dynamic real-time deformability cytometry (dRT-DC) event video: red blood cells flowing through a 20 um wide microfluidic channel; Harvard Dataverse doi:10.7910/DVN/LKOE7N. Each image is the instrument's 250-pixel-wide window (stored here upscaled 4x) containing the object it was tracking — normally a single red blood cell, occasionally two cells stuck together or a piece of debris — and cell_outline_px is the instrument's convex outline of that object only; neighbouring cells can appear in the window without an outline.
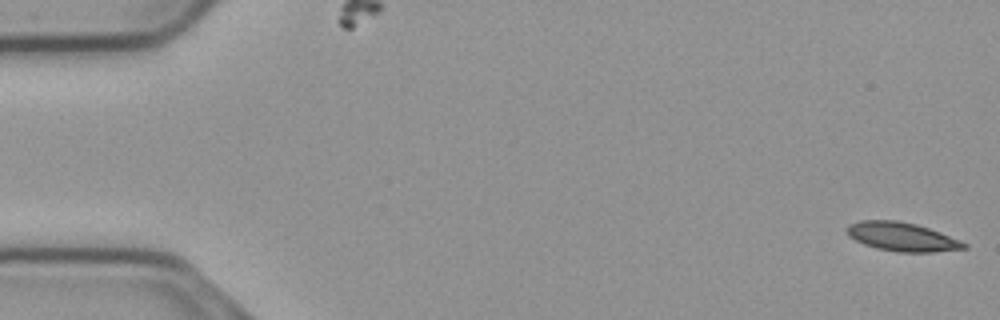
{"species": "common noctule bat (a hibernating species)", "species_latin": "Nyctalus noctula", "temperature_condition": "cold", "stored_images_in_passage": 56, "segment_of_instrument_passage": [1, 2], "camera_frame_rate_fps": 3000, "um_per_image_px": 0.085, "animal": {"sex": "male", "body_mass_g": 23.1, "forearm_length_mm": 52.7}, "frame": {"image": 1, "passage_image": 1, "time_ms": 0.0, "image_size_px": [1000, 320], "cell_outline_px": [[968, 248], [932, 252], [896, 252], [876, 248], [864, 244], [848, 236], [844, 228], [848, 224], [860, 220], [896, 220], [916, 224], [940, 232], [960, 240], [968, 244]], "centroid_in_image_um": [76.64, 20.12], "position_along_channel_um": 8.4, "area_um2": 19.77}}
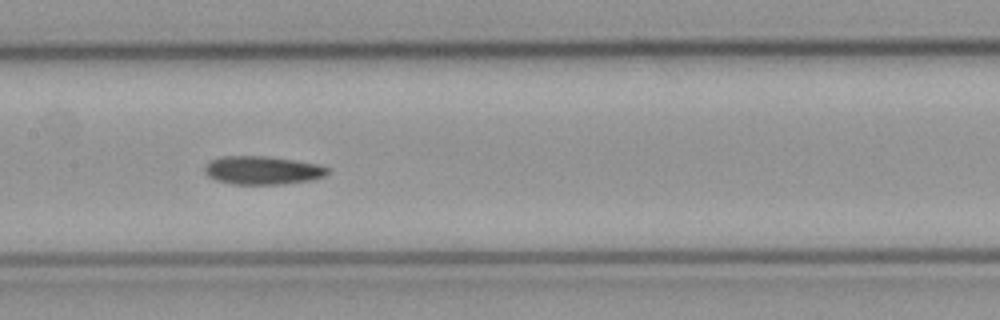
{"frame": {"image": 2, "passage_image": 27, "time_ms": 8.667, "image_size_px": [1000, 320], "cell_outline_px": [[328, 176], [316, 180], [284, 184], [232, 184], [216, 180], [208, 176], [204, 172], [204, 168], [212, 160], [220, 156], [264, 156], [292, 160], [316, 164], [328, 168]], "centroid_in_image_um": [22.34, 14.49], "position_along_channel_um": 185.1, "area_um2": 20.35}}
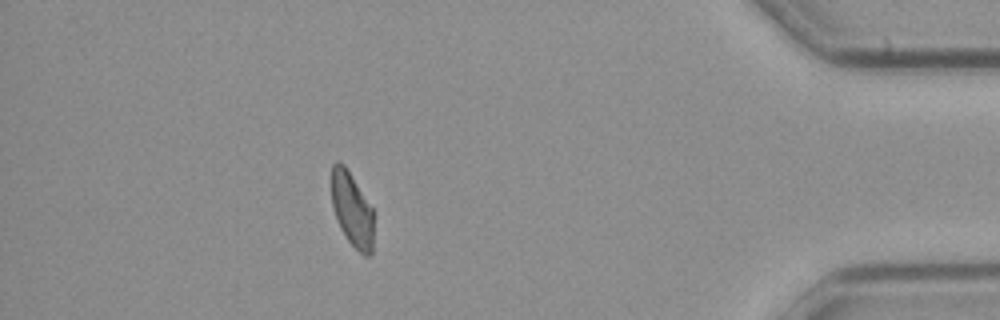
{"frame": {"image": 3, "passage_image": 49, "time_ms": 16.0, "image_size_px": [1000, 320], "cell_outline_px": [[372, 252], [368, 256], [364, 256], [348, 240], [340, 228], [336, 220], [332, 204], [332, 164], [336, 160], [344, 164], [372, 208]], "centroid_in_image_um": [29.89, 17.8], "position_along_channel_um": 405.3, "area_um2": 17.86}}